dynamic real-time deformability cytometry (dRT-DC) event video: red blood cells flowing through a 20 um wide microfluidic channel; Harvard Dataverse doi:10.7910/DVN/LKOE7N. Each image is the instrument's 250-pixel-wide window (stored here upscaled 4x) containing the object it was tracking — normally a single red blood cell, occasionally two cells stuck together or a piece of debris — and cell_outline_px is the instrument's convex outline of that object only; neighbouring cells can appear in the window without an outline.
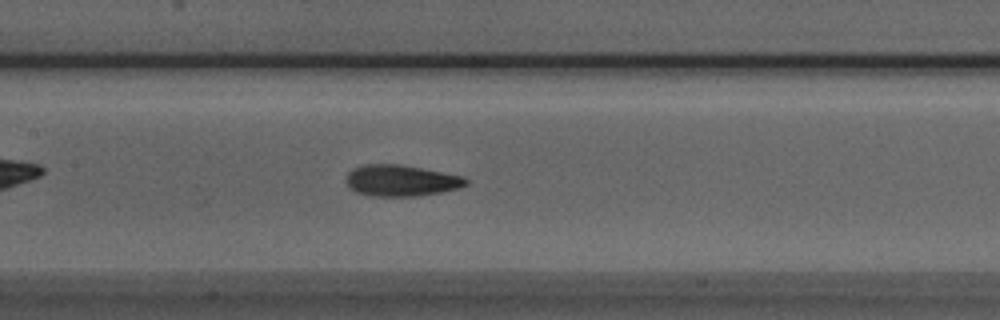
{"species": "Egyptian fruit bat (a non-hibernating species)", "species_latin": "Rousettus aegyptiacus", "temperature_condition": "room temperature", "stored_images_in_passage": 35, "camera_frame_rate_fps": 3000, "um_per_image_px": 0.085, "animal": {"sex": "male"}, "frame": {"image": 1, "passage_image": 14, "time_ms": 4.333, "image_size_px": [1000, 320], "cell_outline_px": [[468, 184], [460, 188], [440, 192], [416, 196], [372, 196], [356, 192], [348, 188], [344, 180], [348, 172], [352, 168], [364, 164], [396, 164], [420, 168], [464, 176], [468, 180]], "centroid_in_image_um": [34.05, 15.35], "position_along_channel_um": 173.4, "area_um2": 21.96}}
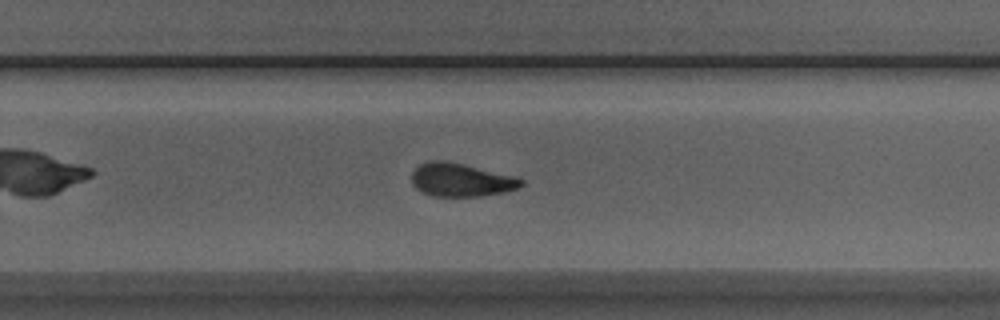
{"frame": {"image": 2, "passage_image": 23, "time_ms": 7.333, "image_size_px": [1000, 320], "cell_outline_px": [[524, 184], [516, 188], [504, 192], [480, 196], [432, 196], [416, 188], [412, 184], [412, 172], [420, 164], [428, 160], [444, 160], [512, 176], [524, 180]], "centroid_in_image_um": [39.14, 15.29], "position_along_channel_um": 290.7, "area_um2": 20.87}}
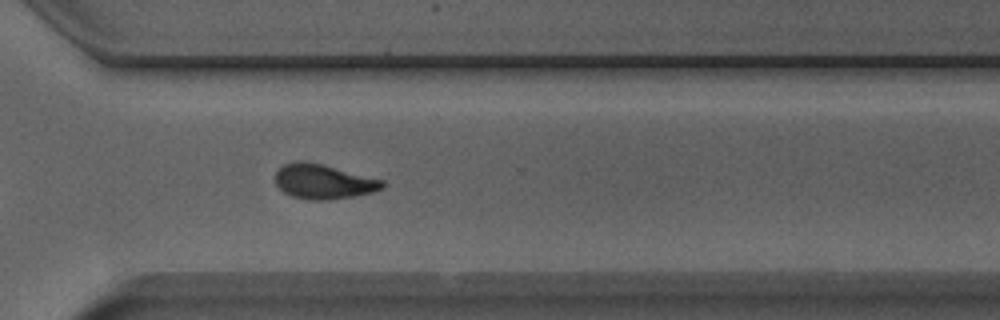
{"frame": {"image": 3, "passage_image": 27, "time_ms": 8.667, "image_size_px": [1000, 320], "cell_outline_px": [[384, 188], [372, 192], [352, 196], [328, 200], [308, 200], [292, 196], [284, 192], [276, 184], [276, 172], [284, 164], [296, 160], [320, 164], [384, 180]], "centroid_in_image_um": [27.48, 15.44], "position_along_channel_um": 343.1, "area_um2": 21.33}, "authors_computed_cell_mechanics": {"area_um2": 21.4438, "velocity_mm_per_s": 3.9283, "shape_relaxation_time_tau1_ms": 6.343, "shape_relaxation_time_tau2_ms": 2.2247, "deformation_change_tau1": 0.1693, "deformation_change_tau2": 0.0833}}